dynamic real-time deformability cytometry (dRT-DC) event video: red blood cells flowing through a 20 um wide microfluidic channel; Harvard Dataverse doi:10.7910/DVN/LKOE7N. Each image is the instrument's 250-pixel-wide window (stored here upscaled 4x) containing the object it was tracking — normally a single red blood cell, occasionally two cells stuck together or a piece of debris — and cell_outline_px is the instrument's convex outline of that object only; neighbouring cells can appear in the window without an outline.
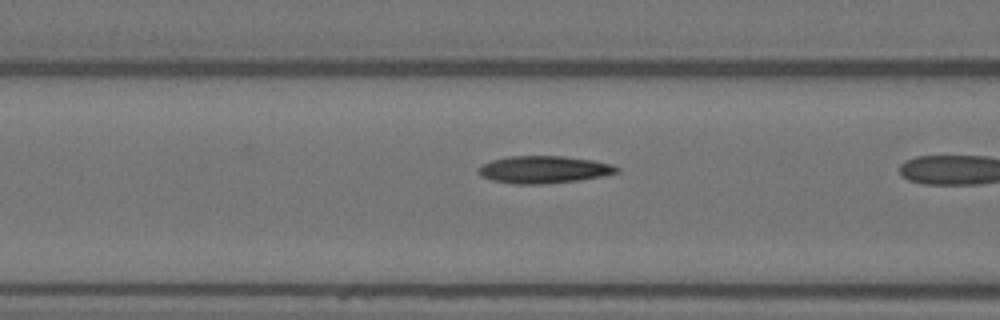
{"species": "Egyptian fruit bat (a non-hibernating species)", "species_latin": "Rousettus aegyptiacus", "temperature_condition": "warm", "stored_images_in_passage": 7, "camera_frame_rate_fps": 3000, "um_per_image_px": 0.085, "animal": {"sex": "female"}, "frame": {"image": 1, "passage_image": 6, "time_ms": 1.667, "image_size_px": [1000, 320], "cell_outline_px": [[620, 172], [604, 176], [580, 180], [544, 184], [512, 184], [492, 180], [480, 176], [476, 168], [492, 160], [508, 156], [564, 156], [592, 160], [612, 164], [620, 168]], "centroid_in_image_um": [46.24, 14.42], "position_along_channel_um": 120.4, "area_um2": 22.25}}